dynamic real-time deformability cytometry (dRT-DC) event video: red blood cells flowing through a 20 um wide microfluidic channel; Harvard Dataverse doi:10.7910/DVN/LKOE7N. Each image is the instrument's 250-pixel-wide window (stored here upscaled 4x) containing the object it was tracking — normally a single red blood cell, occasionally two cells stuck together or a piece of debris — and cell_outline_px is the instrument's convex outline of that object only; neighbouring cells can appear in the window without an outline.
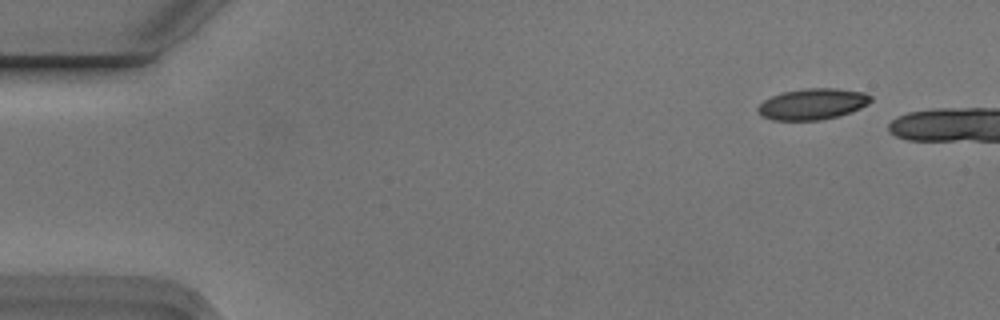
{"species": "Egyptian fruit bat (a non-hibernating species)", "species_latin": "Rousettus aegyptiacus", "temperature_condition": "cold", "stored_images_in_passage": 2, "camera_frame_rate_fps": 3000, "um_per_image_px": 0.085, "animal": {"sex": "male"}, "frame": {"image": 1, "passage_image": 1, "time_ms": 0.0, "image_size_px": [1000, 320], "cell_outline_px": [[872, 100], [868, 104], [860, 108], [836, 116], [820, 120], [772, 120], [764, 116], [756, 108], [764, 100], [772, 96], [784, 92], [804, 88], [836, 88], [864, 92], [872, 96]], "centroid_in_image_um": [69.08, 8.83], "position_along_channel_um": 15.9, "area_um2": 20.23}}